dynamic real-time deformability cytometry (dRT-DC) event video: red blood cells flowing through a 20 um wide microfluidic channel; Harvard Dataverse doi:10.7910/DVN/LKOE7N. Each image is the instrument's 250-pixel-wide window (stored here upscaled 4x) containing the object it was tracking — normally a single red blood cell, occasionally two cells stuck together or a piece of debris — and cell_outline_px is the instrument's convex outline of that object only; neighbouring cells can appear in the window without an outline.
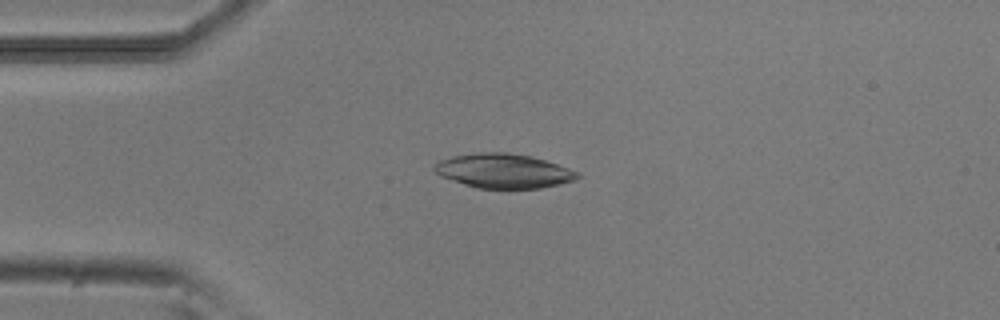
{"species": "common noctule bat (a hibernating species)", "species_latin": "Nyctalus noctula", "temperature_condition": "room temperature", "stored_images_in_passage": 51, "camera_frame_rate_fps": 3000, "um_per_image_px": 0.085, "animal": {"sex": "male", "body_mass_g": 20.5, "forearm_length_mm": 52.5}, "frame": {"image": 1, "passage_image": 12, "time_ms": 3.667, "image_size_px": [1000, 320], "cell_outline_px": [[580, 176], [576, 180], [560, 184], [540, 188], [476, 188], [440, 176], [432, 168], [440, 160], [452, 156], [480, 152], [504, 152], [532, 156], [580, 172]], "centroid_in_image_um": [42.81, 14.53], "position_along_channel_um": 42.2, "area_um2": 28.55}}
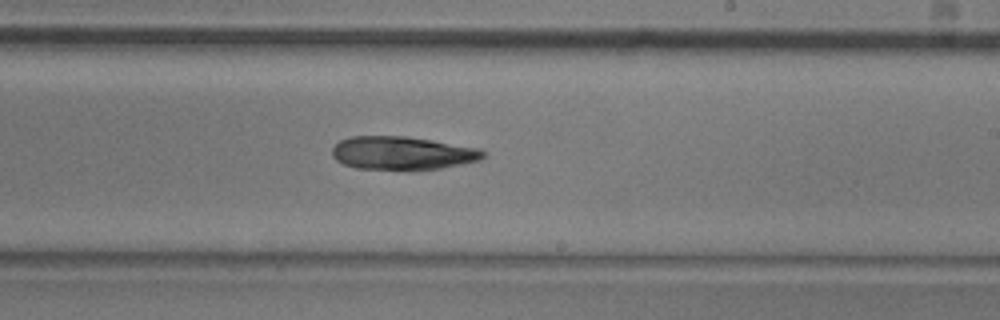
{"frame": {"image": 2, "passage_image": 30, "time_ms": 9.667, "image_size_px": [1000, 320], "cell_outline_px": [[488, 152], [480, 160], [440, 168], [356, 168], [344, 164], [336, 160], [332, 156], [332, 148], [340, 140], [348, 136], [404, 136], [432, 140], [484, 148]], "centroid_in_image_um": [34.23, 12.98], "position_along_channel_um": 254.8, "area_um2": 29.02}}
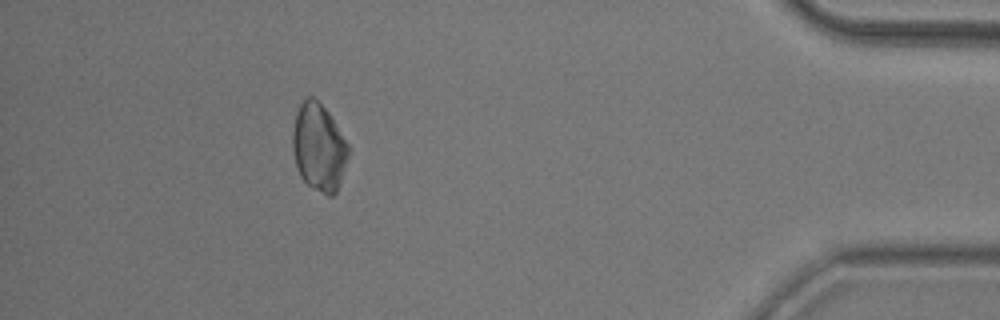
{"frame": {"image": 3, "passage_image": 46, "time_ms": 15.0, "image_size_px": [1000, 320], "cell_outline_px": [[352, 148], [340, 184], [336, 192], [332, 196], [328, 196], [308, 184], [300, 176], [296, 168], [292, 148], [292, 132], [296, 112], [300, 104], [308, 96], [312, 96], [328, 112]], "centroid_in_image_um": [27.12, 12.53], "position_along_channel_um": 408.1, "area_um2": 28.73}, "authors_computed_cell_mechanics": {"area_um2": 29.1312, "velocity_mm_per_s": 3.8815, "shape_relaxation_time_tau1_ms": 6.0856, "shape_relaxation_time_tau2_ms": null, "deformation_change_tau1": 0.1347, "deformation_change_tau2": null}}